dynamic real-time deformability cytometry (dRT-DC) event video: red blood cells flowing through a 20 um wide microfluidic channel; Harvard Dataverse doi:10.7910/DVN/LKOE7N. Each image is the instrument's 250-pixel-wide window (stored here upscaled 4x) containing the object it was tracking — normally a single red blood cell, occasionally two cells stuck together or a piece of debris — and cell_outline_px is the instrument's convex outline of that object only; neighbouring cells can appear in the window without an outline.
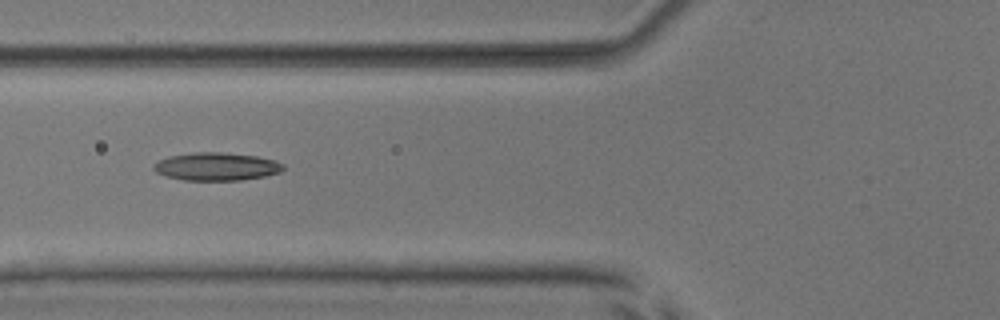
{"species": "common noctule bat (a hibernating species)", "species_latin": "Nyctalus noctula", "temperature_condition": "room temperature", "stored_images_in_passage": 35, "camera_frame_rate_fps": 3000, "um_per_image_px": 0.085, "animal": {"sex": "male", "body_mass_g": 17.9, "forearm_length_mm": 54.2}, "frame": {"image": 1, "passage_image": 6, "time_ms": 1.667, "image_size_px": [1000, 320], "cell_outline_px": [[284, 168], [280, 172], [264, 176], [240, 180], [184, 180], [168, 176], [156, 172], [152, 168], [152, 164], [168, 156], [196, 152], [220, 152], [256, 156], [276, 160], [284, 164]], "centroid_in_image_um": [18.4, 14.15], "position_along_channel_um": 107.4, "area_um2": 21.04}, "authors_computed_cell_mechanics": {"area_um2": 19.652, "velocity_mm_per_s": 3.886, "shape_relaxation_time_tau1_ms": null, "shape_relaxation_time_tau2_ms": 4.0362, "deformation_change_tau1": null, "deformation_change_tau2": 0.1283}}